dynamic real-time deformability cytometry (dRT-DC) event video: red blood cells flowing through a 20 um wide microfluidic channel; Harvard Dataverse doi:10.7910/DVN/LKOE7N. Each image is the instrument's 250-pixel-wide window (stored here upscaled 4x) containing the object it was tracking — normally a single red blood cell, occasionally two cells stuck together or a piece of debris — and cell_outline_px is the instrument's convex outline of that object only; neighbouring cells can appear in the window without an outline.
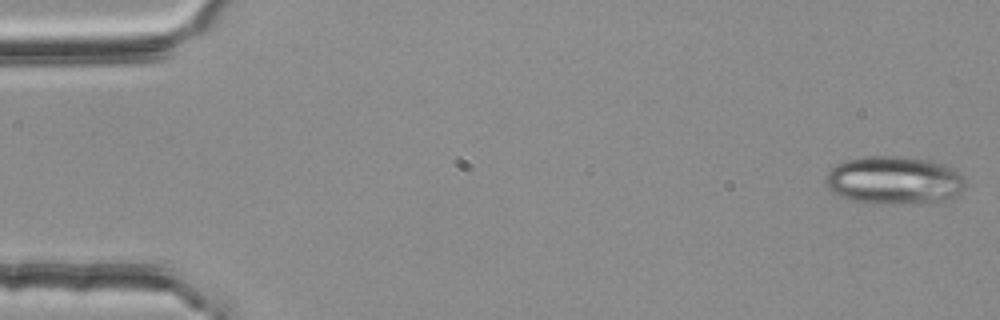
{"species": "common noctule bat (a hibernating species)", "species_latin": "Nyctalus noctula", "temperature_condition": "room temperature", "stored_images_in_passage": 53, "camera_frame_rate_fps": 3000, "um_per_image_px": 0.085, "animal": {"sex": "female", "body_mass_g": 25.1}, "frame": {"image": 1, "passage_image": 1, "time_ms": 0.0, "image_size_px": [1000, 320], "cell_outline_px": [[964, 184], [960, 192], [956, 196], [940, 200], [892, 204], [872, 204], [848, 200], [832, 192], [824, 184], [824, 180], [828, 172], [836, 164], [848, 160], [868, 156], [904, 156], [936, 160], [956, 168], [964, 176]], "centroid_in_image_um": [75.99, 15.3], "position_along_channel_um": 9.0, "area_um2": 39.59}}
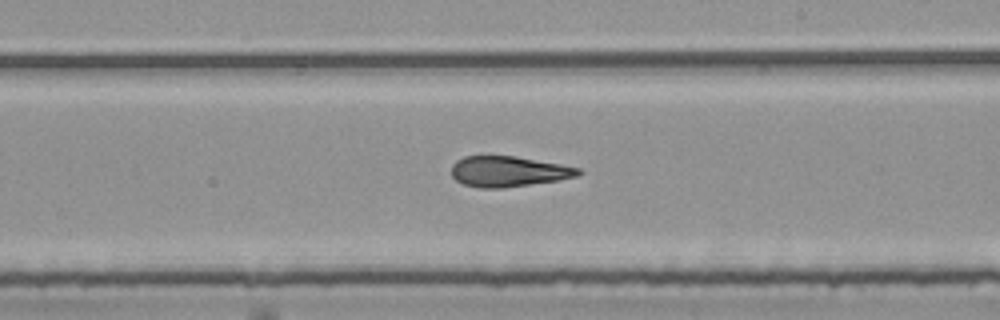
{"frame": {"image": 2, "passage_image": 31, "time_ms": 10.0, "image_size_px": [1000, 320], "cell_outline_px": [[584, 172], [580, 176], [560, 180], [500, 188], [480, 188], [464, 184], [456, 180], [452, 176], [452, 164], [456, 160], [464, 156], [516, 156], [560, 164], [580, 168]], "centroid_in_image_um": [43.25, 14.57], "position_along_channel_um": 245.8, "area_um2": 22.66}}
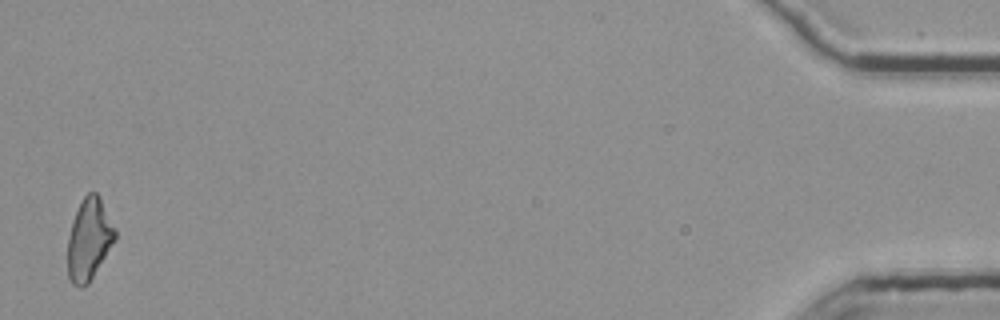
{"frame": {"image": 3, "passage_image": 53, "time_ms": 17.333, "image_size_px": [1000, 320], "cell_outline_px": [[116, 240], [88, 284], [80, 288], [72, 284], [68, 276], [68, 236], [76, 212], [84, 196], [88, 192], [96, 192], [100, 196], [116, 228]], "centroid_in_image_um": [7.59, 20.35], "position_along_channel_um": 427.6, "area_um2": 22.6}, "authors_computed_cell_mechanics": {"area_um2": 23.2934, "velocity_mm_per_s": 3.7924, "shape_relaxation_time_tau1_ms": null, "shape_relaxation_time_tau2_ms": 3.672, "deformation_change_tau1": null, "deformation_change_tau2": 0.1337}}